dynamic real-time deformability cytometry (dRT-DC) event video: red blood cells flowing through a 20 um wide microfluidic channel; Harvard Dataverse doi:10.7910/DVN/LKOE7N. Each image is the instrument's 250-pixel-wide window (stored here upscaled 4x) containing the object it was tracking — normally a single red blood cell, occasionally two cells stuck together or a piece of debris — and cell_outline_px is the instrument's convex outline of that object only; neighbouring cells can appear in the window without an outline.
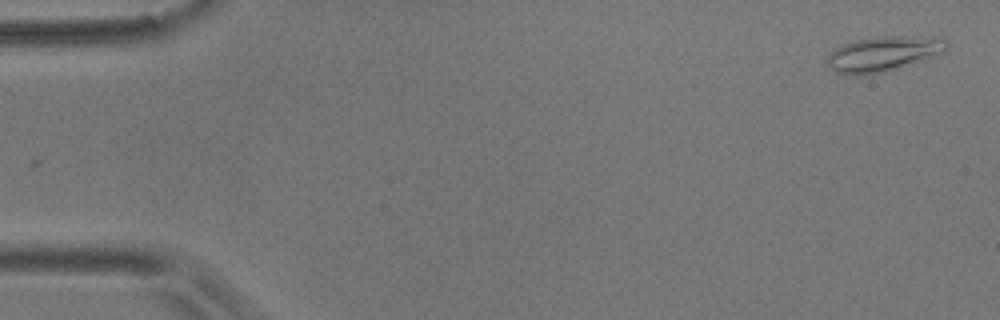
{"species": "common noctule bat (a hibernating species)", "species_latin": "Nyctalus noctula", "temperature_condition": "room temperature", "stored_images_in_passage": 10, "camera_frame_rate_fps": 3000, "um_per_image_px": 0.085, "animal": {"sex": "male", "body_mass_g": 17.9}, "frame": {"image": 1, "passage_image": 1, "time_ms": 0.0, "image_size_px": [1000, 320], "cell_outline_px": [[948, 44], [944, 52], [936, 56], [924, 60], [884, 72], [856, 76], [852, 76], [836, 72], [828, 64], [828, 56], [840, 44], [856, 40], [884, 36], [908, 36], [948, 40]], "centroid_in_image_um": [75.07, 4.59], "position_along_channel_um": 9.9, "area_um2": 24.16}}